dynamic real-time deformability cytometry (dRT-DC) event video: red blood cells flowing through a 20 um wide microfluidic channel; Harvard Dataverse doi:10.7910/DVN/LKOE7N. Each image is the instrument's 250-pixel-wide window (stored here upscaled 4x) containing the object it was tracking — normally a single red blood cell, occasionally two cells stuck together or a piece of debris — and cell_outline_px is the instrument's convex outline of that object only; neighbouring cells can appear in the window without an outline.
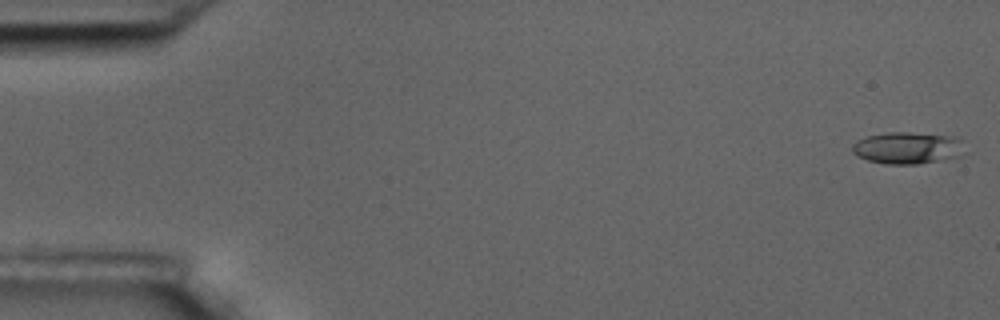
{"species": "common noctule bat (a hibernating species)", "species_latin": "Nyctalus noctula", "temperature_condition": "room temperature", "stored_images_in_passage": 11, "camera_frame_rate_fps": 3000, "um_per_image_px": 0.085, "animal": {"sex": "male", "body_mass_g": 17.5, "forearm_length_mm": 52.3}, "frame": {"image": 1, "passage_image": 1, "time_ms": 0.0, "image_size_px": [1000, 320], "cell_outline_px": [[964, 156], [916, 164], [888, 164], [868, 160], [856, 156], [852, 152], [852, 144], [856, 140], [868, 136], [888, 132], [908, 132], [960, 136]], "centroid_in_image_um": [77.16, 12.56], "position_along_channel_um": 7.8, "area_um2": 21.15}}
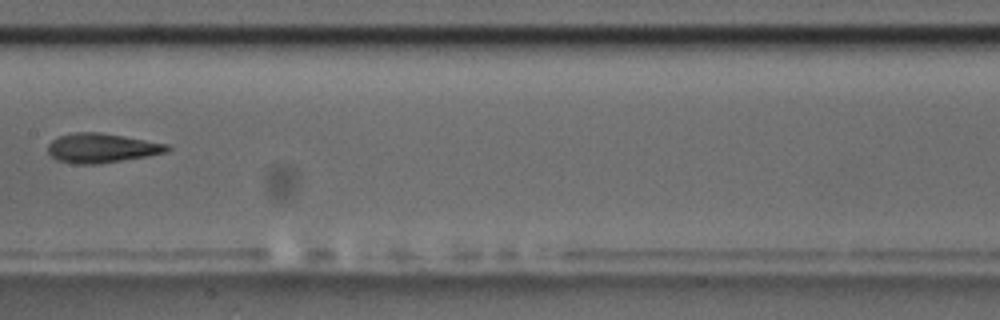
{"frame": {"image": 2, "passage_image": 8, "time_ms": 9.333, "image_size_px": [1000, 320], "cell_outline_px": [[172, 148], [168, 152], [148, 156], [100, 164], [76, 164], [56, 160], [48, 152], [48, 144], [52, 140], [60, 136], [76, 132], [100, 132], [168, 144]], "centroid_in_image_um": [8.66, 12.59], "position_along_channel_um": 198.7, "area_um2": 20.46}}
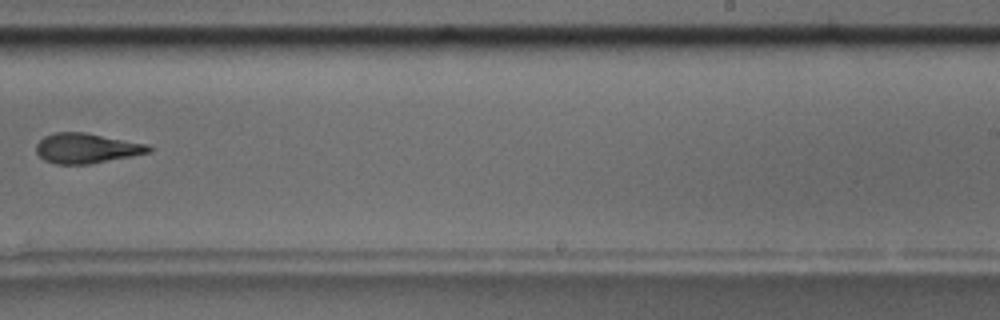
{"frame": {"image": 3, "passage_image": 10, "time_ms": 11.667, "image_size_px": [1000, 320], "cell_outline_px": [[152, 152], [132, 156], [88, 164], [56, 164], [44, 160], [36, 152], [36, 144], [44, 136], [56, 132], [84, 132], [148, 144], [152, 148]], "centroid_in_image_um": [7.36, 12.6], "position_along_channel_um": 281.6, "area_um2": 19.65}}